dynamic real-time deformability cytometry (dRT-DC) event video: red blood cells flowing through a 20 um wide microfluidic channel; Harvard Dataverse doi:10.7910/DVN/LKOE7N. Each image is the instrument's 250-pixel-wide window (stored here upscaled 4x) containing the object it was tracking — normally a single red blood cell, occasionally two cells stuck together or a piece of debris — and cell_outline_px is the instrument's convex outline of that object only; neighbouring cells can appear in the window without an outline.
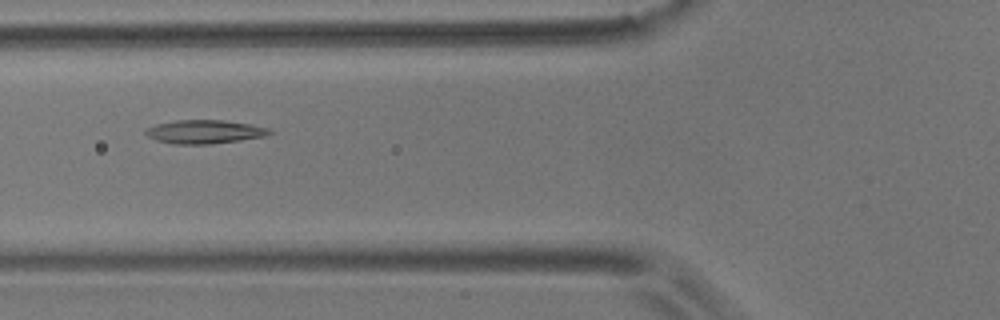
{"species": "common noctule bat (a hibernating species)", "species_latin": "Nyctalus noctula", "temperature_condition": "room temperature", "stored_images_in_passage": 9, "camera_frame_rate_fps": 3000, "um_per_image_px": 0.085, "animal": {"sex": "male", "body_mass_g": 17.9}, "frame": {"image": 1, "passage_image": 2, "time_ms": 1.333, "image_size_px": [1000, 320], "cell_outline_px": [[272, 132], [268, 136], [212, 144], [172, 144], [156, 140], [148, 136], [144, 132], [148, 128], [156, 124], [176, 120], [224, 120], [248, 124], [268, 128]], "centroid_in_image_um": [17.38, 11.2], "position_along_channel_um": 108.4, "area_um2": 16.99}}
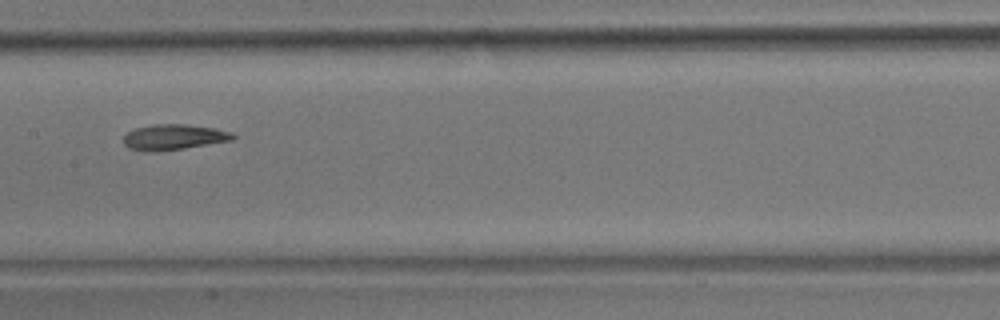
{"frame": {"image": 2, "passage_image": 4, "time_ms": 3.667, "image_size_px": [1000, 320], "cell_outline_px": [[236, 136], [232, 140], [184, 148], [144, 152], [128, 148], [124, 144], [124, 136], [128, 132], [136, 128], [152, 124], [188, 124], [216, 128], [232, 132]], "centroid_in_image_um": [14.77, 11.64], "position_along_channel_um": 192.6, "area_um2": 16.24}}
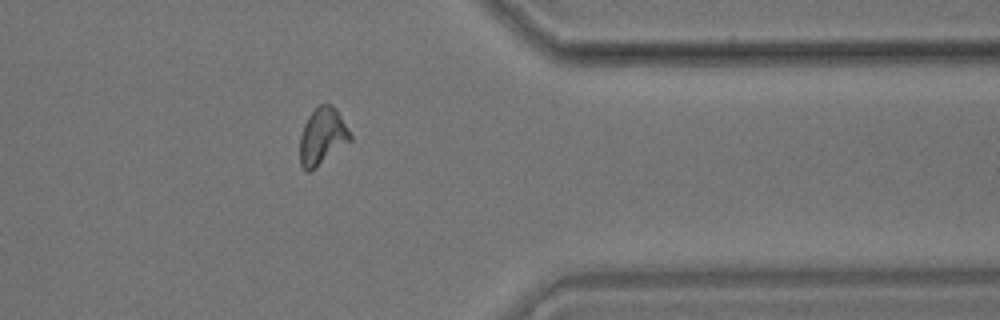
{"frame": {"image": 3, "passage_image": 9, "time_ms": 9.333, "image_size_px": [1000, 320], "cell_outline_px": [[352, 140], [312, 172], [308, 172], [300, 164], [300, 136], [304, 124], [308, 116], [320, 104], [332, 104], [336, 108], [352, 136]], "centroid_in_image_um": [27.4, 11.62], "position_along_channel_um": 384.0, "area_um2": 16.82}}